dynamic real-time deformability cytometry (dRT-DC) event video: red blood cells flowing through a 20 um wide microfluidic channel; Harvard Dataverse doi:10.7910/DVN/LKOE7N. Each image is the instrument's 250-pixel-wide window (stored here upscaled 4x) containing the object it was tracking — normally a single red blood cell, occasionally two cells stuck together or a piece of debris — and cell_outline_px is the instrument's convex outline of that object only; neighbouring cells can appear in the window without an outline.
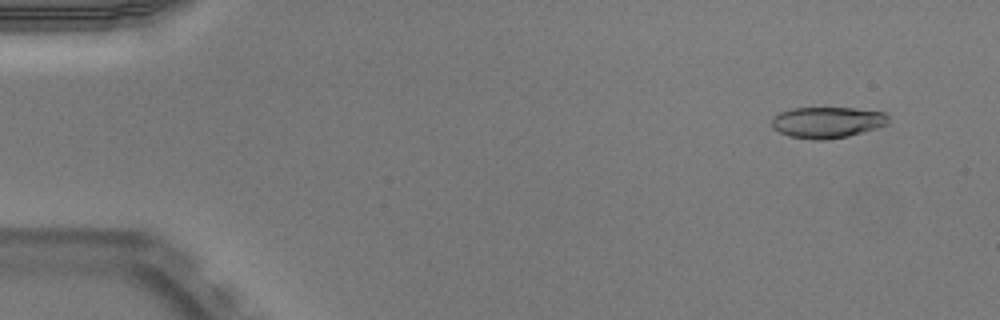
{"species": "Egyptian fruit bat (a non-hibernating species)", "species_latin": "Rousettus aegyptiacus", "temperature_condition": "warm", "stored_images_in_passage": 51, "camera_frame_rate_fps": 3000, "um_per_image_px": 0.085, "animal": {"sex": "male"}, "frame": {"image": 1, "passage_image": 4, "time_ms": 1.0, "image_size_px": [1000, 320], "cell_outline_px": [[888, 124], [876, 128], [848, 136], [824, 140], [812, 140], [788, 136], [772, 128], [772, 120], [780, 112], [792, 108], [852, 108], [884, 112], [888, 116]], "centroid_in_image_um": [70.31, 10.4], "position_along_channel_um": 14.7, "area_um2": 21.1}}
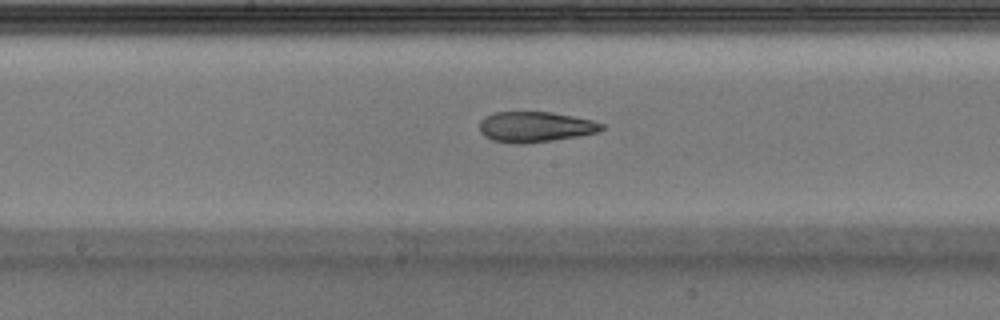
{"frame": {"image": 2, "passage_image": 27, "time_ms": 8.667, "image_size_px": [1000, 320], "cell_outline_px": [[604, 128], [600, 132], [552, 140], [524, 144], [512, 144], [492, 140], [484, 136], [480, 132], [480, 120], [484, 116], [496, 112], [552, 112], [592, 120], [604, 124]], "centroid_in_image_um": [45.47, 10.79], "position_along_channel_um": 202.7, "area_um2": 21.79}}
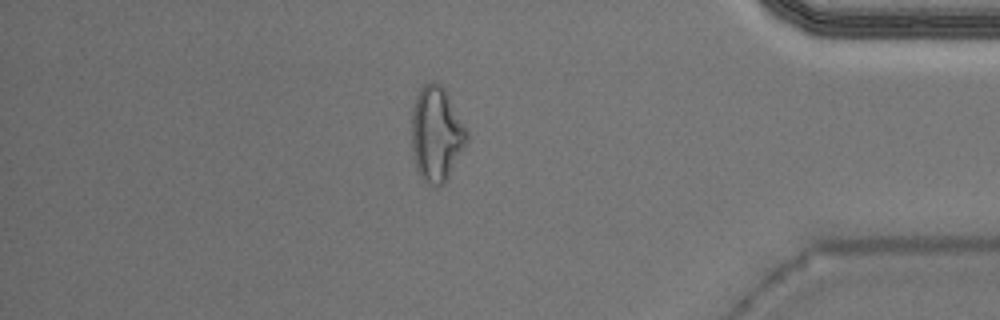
{"frame": {"image": 3, "passage_image": 44, "time_ms": 14.333, "image_size_px": [1000, 320], "cell_outline_px": [[468, 144], [444, 184], [440, 188], [432, 188], [420, 176], [416, 168], [412, 152], [412, 108], [416, 96], [420, 88], [424, 84], [440, 84], [444, 88], [468, 128]], "centroid_in_image_um": [37.12, 11.45], "position_along_channel_um": 398.1, "area_um2": 31.04}, "authors_computed_cell_mechanics": {"area_um2": 22.4264, "velocity_mm_per_s": 3.9888, "shape_relaxation_time_tau1_ms": null, "shape_relaxation_time_tau2_ms": 2.7854, "deformation_change_tau1": null, "deformation_change_tau2": 0.1169}}